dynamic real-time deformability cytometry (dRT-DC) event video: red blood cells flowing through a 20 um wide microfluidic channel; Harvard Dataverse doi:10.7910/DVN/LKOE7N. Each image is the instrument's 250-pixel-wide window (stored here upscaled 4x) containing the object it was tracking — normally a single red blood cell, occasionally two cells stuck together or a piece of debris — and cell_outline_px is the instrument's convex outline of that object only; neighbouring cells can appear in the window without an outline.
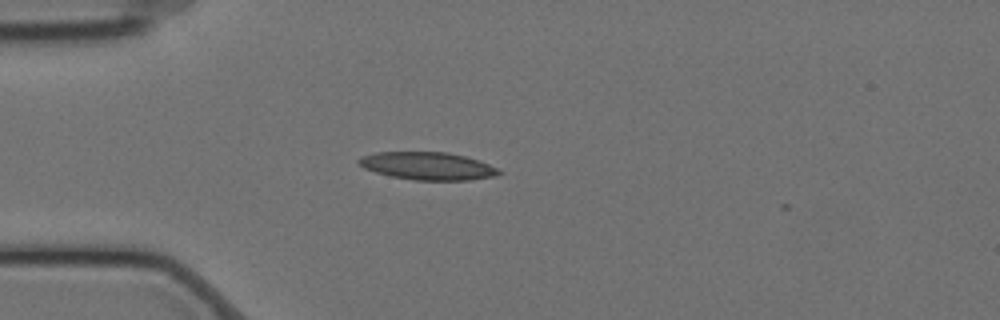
{"species": "Egyptian fruit bat (a non-hibernating species)", "species_latin": "Rousettus aegyptiacus", "temperature_condition": "cold", "stored_images_in_passage": 4, "camera_frame_rate_fps": 3000, "um_per_image_px": 0.085, "animal": {"sex": "female"}, "frame": {"image": 1, "passage_image": 2, "time_ms": 0.333, "image_size_px": [1000, 320], "cell_outline_px": [[504, 172], [496, 176], [468, 180], [412, 180], [392, 176], [376, 172], [364, 168], [356, 160], [360, 156], [376, 152], [448, 152], [464, 156], [488, 164]], "centroid_in_image_um": [36.33, 14.11], "position_along_channel_um": 48.7, "area_um2": 22.54}}